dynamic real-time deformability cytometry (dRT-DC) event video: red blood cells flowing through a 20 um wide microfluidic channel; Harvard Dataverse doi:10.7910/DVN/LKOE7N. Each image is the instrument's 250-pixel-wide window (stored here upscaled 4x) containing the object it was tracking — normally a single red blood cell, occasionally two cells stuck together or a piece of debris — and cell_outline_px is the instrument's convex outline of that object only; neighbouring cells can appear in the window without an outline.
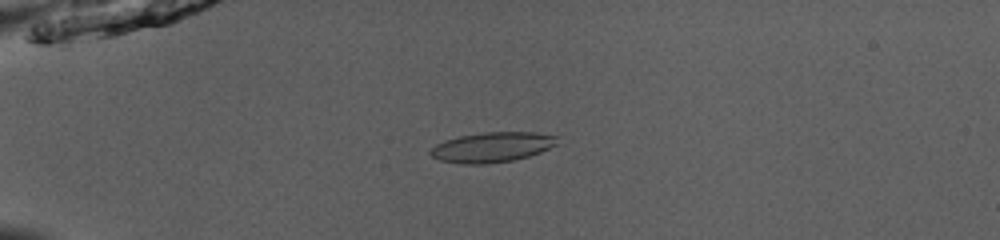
{"species": "common noctule bat (a hibernating species)", "species_latin": "Nyctalus noctula", "temperature_condition": "room temperature", "stored_images_in_passage": 53, "camera_frame_rate_fps": 3000, "um_per_image_px": 0.085, "animal": {"sex": "male", "body_mass_g": 13.0, "forearm_length_mm": 53.1}, "frame": {"image": 1, "passage_image": 15, "time_ms": 4.667, "image_size_px": [1000, 240], "cell_outline_px": [[556, 144], [540, 152], [528, 156], [512, 160], [488, 164], [464, 164], [440, 160], [432, 156], [428, 152], [436, 144], [444, 140], [460, 136], [484, 132], [532, 132], [556, 136]], "centroid_in_image_um": [41.78, 12.51], "position_along_channel_um": 43.2, "area_um2": 21.96}}
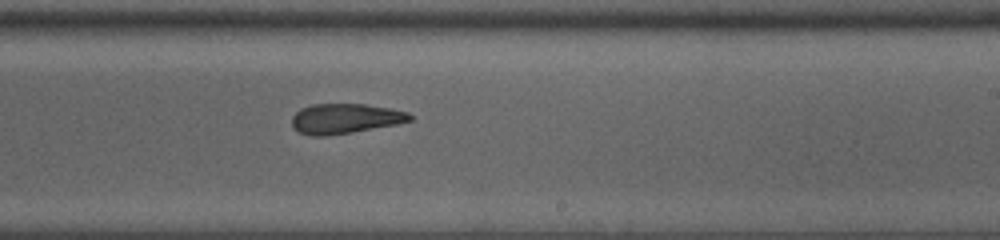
{"frame": {"image": 2, "passage_image": 34, "time_ms": 11.0, "image_size_px": [1000, 240], "cell_outline_px": [[412, 120], [396, 124], [352, 132], [324, 136], [312, 136], [300, 132], [292, 128], [292, 116], [300, 108], [312, 104], [364, 104], [388, 108], [408, 112], [412, 116]], "centroid_in_image_um": [29.29, 10.08], "position_along_channel_um": 259.7, "area_um2": 20.52}}
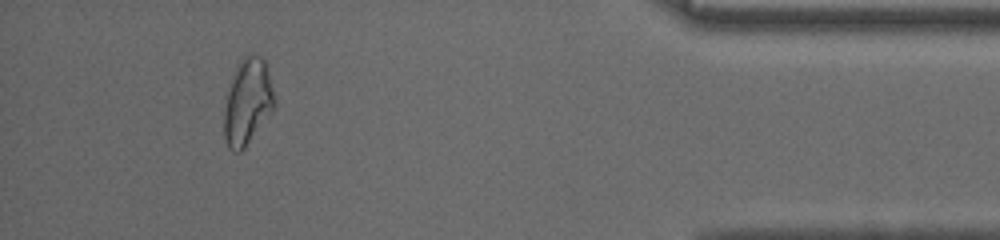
{"frame": {"image": 3, "passage_image": 49, "time_ms": 16.0, "image_size_px": [1000, 240], "cell_outline_px": [[276, 108], [244, 148], [240, 152], [236, 152], [228, 148], [224, 136], [224, 112], [228, 92], [232, 76], [240, 60], [248, 52], [260, 56], [268, 64], [276, 100]], "centroid_in_image_um": [21.09, 8.62], "position_along_channel_um": 414.1, "area_um2": 25.66}, "authors_computed_cell_mechanics": {"area_um2": 22.253, "velocity_mm_per_s": 3.942, "shape_relaxation_time_tau1_ms": 8.4763, "shape_relaxation_time_tau2_ms": 3.2774, "deformation_change_tau1": 0.1618, "deformation_change_tau2": 0.1108}}